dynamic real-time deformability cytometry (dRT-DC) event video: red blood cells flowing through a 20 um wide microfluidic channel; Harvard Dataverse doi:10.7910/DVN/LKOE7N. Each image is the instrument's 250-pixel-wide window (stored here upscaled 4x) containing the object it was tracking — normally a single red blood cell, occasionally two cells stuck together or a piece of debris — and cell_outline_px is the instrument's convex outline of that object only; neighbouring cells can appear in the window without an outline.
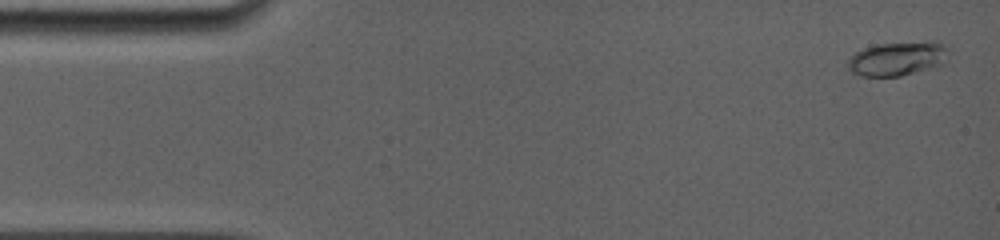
{"species": "common noctule bat (a hibernating species)", "species_latin": "Nyctalus noctula", "temperature_condition": "room temperature", "stored_images_in_passage": 11, "camera_frame_rate_fps": 5000, "um_per_image_px": 0.085, "animal": {"sex": "female", "body_mass_g": 19.0, "forearm_length_mm": 56.7}, "frame": {"image": 1, "passage_image": 1, "time_ms": 0.0, "image_size_px": [1000, 240], "cell_outline_px": [[948, 60], [944, 64], [932, 68], [900, 76], [860, 76], [852, 72], [848, 68], [848, 60], [856, 52], [864, 48], [880, 44], [928, 40], [936, 40], [944, 44], [948, 48]], "centroid_in_image_um": [76.37, 4.97], "position_along_channel_um": 8.6, "area_um2": 20.35}}
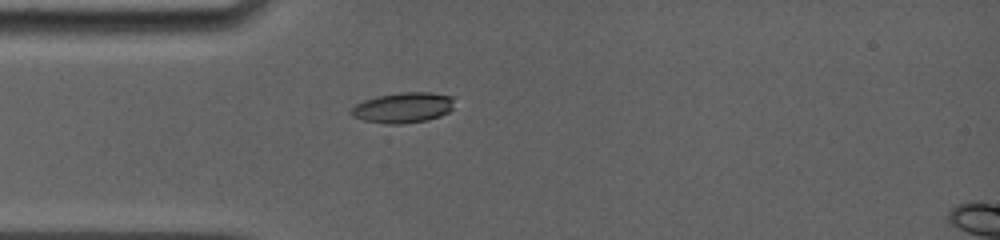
{"frame": {"image": 2, "passage_image": 10, "time_ms": 4.0, "image_size_px": [1000, 240], "cell_outline_px": [[452, 108], [448, 112], [440, 116], [428, 120], [400, 124], [384, 124], [364, 120], [352, 116], [348, 112], [356, 104], [364, 100], [376, 96], [400, 92], [428, 92], [452, 96]], "centroid_in_image_um": [34.22, 9.15], "position_along_channel_um": 50.8, "area_um2": 18.32}}